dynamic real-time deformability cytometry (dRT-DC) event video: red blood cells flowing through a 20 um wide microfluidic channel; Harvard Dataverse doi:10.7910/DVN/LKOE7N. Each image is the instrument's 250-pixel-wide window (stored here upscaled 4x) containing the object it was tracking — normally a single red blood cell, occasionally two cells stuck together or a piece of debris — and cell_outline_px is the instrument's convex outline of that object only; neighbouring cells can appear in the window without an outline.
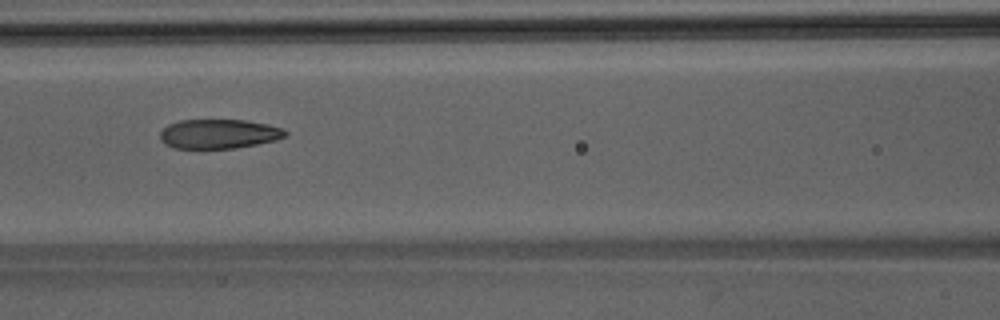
{"species": "Egyptian fruit bat (a non-hibernating species)", "species_latin": "Rousettus aegyptiacus", "temperature_condition": "room temperature", "stored_images_in_passage": 49, "camera_frame_rate_fps": 3000, "um_per_image_px": 0.085, "animal": {"sex": "male"}, "frame": {"image": 1, "passage_image": 22, "time_ms": 7.0, "image_size_px": [1000, 320], "cell_outline_px": [[288, 136], [276, 140], [236, 148], [172, 148], [164, 144], [160, 140], [160, 132], [168, 124], [180, 120], [244, 120], [268, 124], [284, 128], [288, 132]], "centroid_in_image_um": [18.62, 11.38], "position_along_channel_um": 148.0, "area_um2": 21.62}}
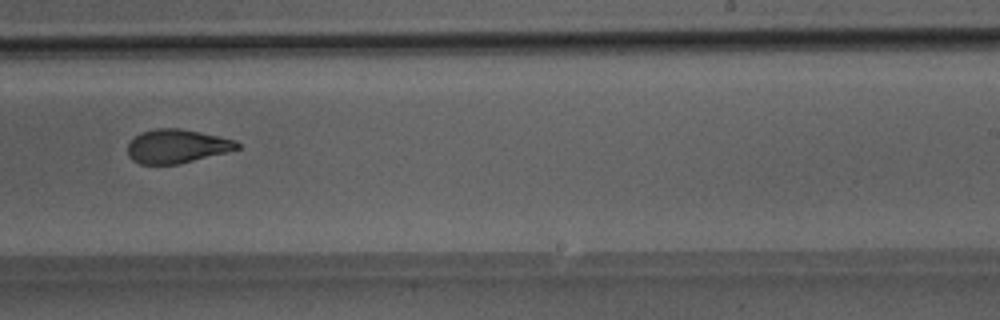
{"frame": {"image": 2, "passage_image": 31, "time_ms": 10.0, "image_size_px": [1000, 320], "cell_outline_px": [[240, 148], [228, 152], [180, 164], [140, 164], [132, 160], [128, 156], [128, 144], [140, 132], [156, 128], [180, 128], [220, 136], [236, 140], [240, 144]], "centroid_in_image_um": [15.05, 12.43], "position_along_channel_um": 273.9, "area_um2": 21.73}}
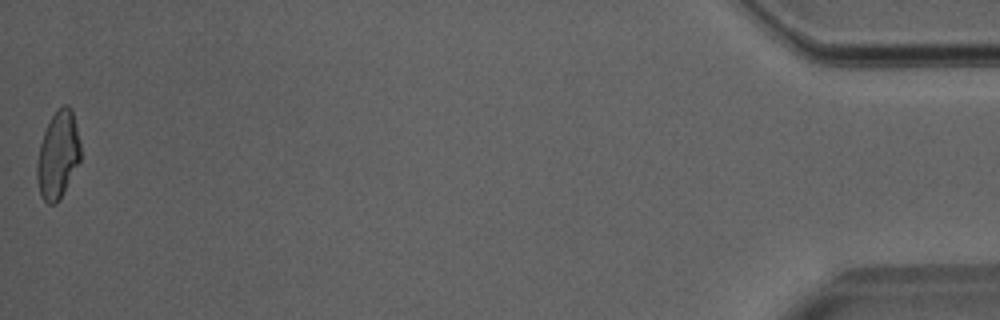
{"frame": {"image": 3, "passage_image": 49, "time_ms": 16.0, "image_size_px": [1000, 320], "cell_outline_px": [[80, 160], [60, 200], [56, 204], [48, 204], [40, 196], [36, 176], [36, 164], [40, 144], [44, 132], [52, 116], [64, 104], [68, 104], [72, 108], [80, 144]], "centroid_in_image_um": [4.91, 13.21], "position_along_channel_um": 430.3, "area_um2": 22.08}}